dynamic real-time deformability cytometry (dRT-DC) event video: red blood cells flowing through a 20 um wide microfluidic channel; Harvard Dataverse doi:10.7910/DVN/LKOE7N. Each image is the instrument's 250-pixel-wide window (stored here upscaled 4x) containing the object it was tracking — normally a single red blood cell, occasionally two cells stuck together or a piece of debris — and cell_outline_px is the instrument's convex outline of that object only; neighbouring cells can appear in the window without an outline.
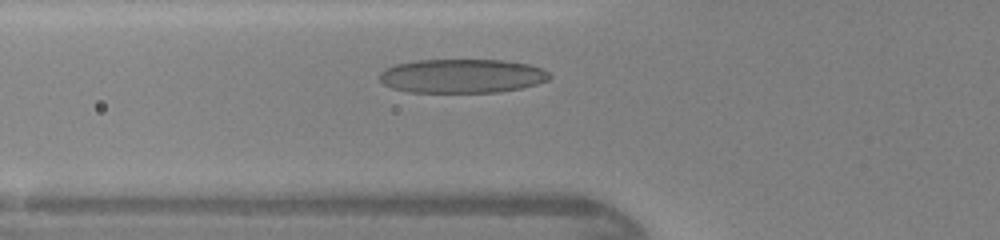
{"species": "human", "species_latin": "Homo sapiens", "temperature_condition": "warm", "stored_images_in_passage": 30, "camera_frame_rate_fps": 3000, "um_per_image_px": 0.085, "donor": {"sex": "female"}, "frame": {"image": 1, "passage_image": 8, "time_ms": 2.333, "image_size_px": [1000, 240], "cell_outline_px": [[552, 76], [548, 80], [536, 84], [520, 88], [500, 92], [408, 92], [392, 88], [384, 84], [376, 76], [384, 68], [396, 64], [416, 60], [504, 60], [528, 64], [544, 68]], "centroid_in_image_um": [39.25, 6.45], "position_along_channel_um": 86.5, "area_um2": 33.93}}
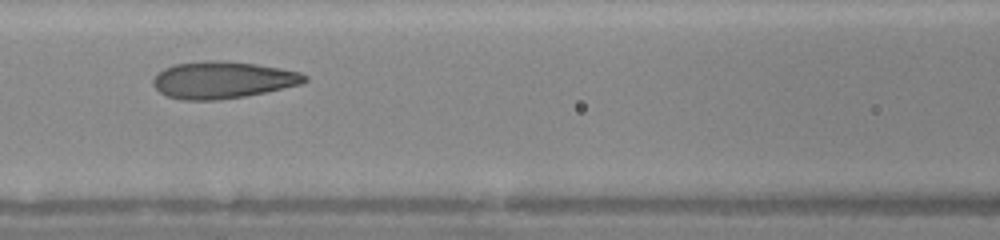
{"frame": {"image": 2, "passage_image": 12, "time_ms": 3.667, "image_size_px": [1000, 240], "cell_outline_px": [[308, 80], [300, 84], [264, 92], [244, 96], [216, 100], [180, 100], [168, 96], [160, 92], [152, 84], [152, 80], [164, 68], [176, 64], [208, 60], [220, 60], [256, 64], [280, 68], [300, 72], [308, 76]], "centroid_in_image_um": [18.92, 6.79], "position_along_channel_um": 147.7, "area_um2": 32.43}}
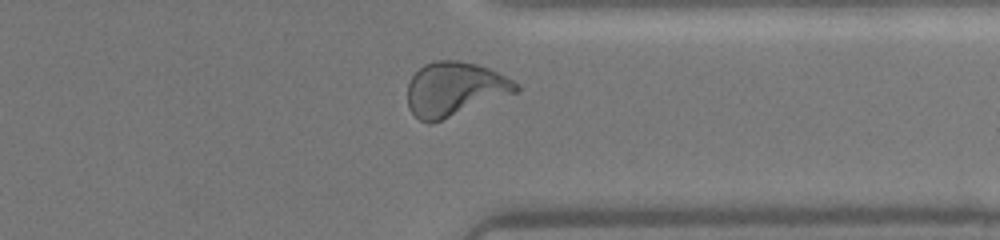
{"frame": {"image": 3, "passage_image": 27, "time_ms": 8.667, "image_size_px": [1000, 240], "cell_outline_px": [[520, 88], [516, 92], [432, 124], [428, 124], [420, 120], [408, 108], [408, 84], [412, 76], [424, 64], [432, 60], [460, 60], [476, 64], [488, 68], [520, 84]], "centroid_in_image_um": [38.62, 7.57], "position_along_channel_um": 372.8, "area_um2": 34.1}}